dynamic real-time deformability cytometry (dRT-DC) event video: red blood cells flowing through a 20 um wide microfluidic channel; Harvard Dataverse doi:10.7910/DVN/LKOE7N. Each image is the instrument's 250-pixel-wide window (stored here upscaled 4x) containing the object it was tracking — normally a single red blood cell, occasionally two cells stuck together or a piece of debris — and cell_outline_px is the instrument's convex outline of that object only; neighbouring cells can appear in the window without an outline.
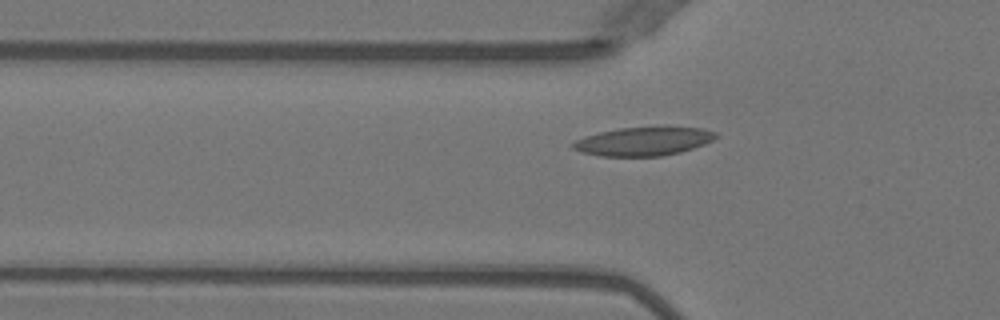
{"species": "Egyptian fruit bat (a non-hibernating species)", "species_latin": "Rousettus aegyptiacus", "temperature_condition": "warm", "stored_images_in_passage": 30, "camera_frame_rate_fps": 3000, "um_per_image_px": 0.085, "animal": {"sex": "female"}, "frame": {"image": 1, "passage_image": 18, "time_ms": 5.667, "image_size_px": [1000, 320], "cell_outline_px": [[716, 136], [712, 140], [704, 144], [680, 152], [660, 156], [600, 156], [580, 152], [572, 148], [572, 144], [576, 140], [584, 136], [600, 132], [620, 128], [664, 124], [704, 128], [716, 132]], "centroid_in_image_um": [54.73, 11.97], "position_along_channel_um": 71.1, "area_um2": 24.57}}
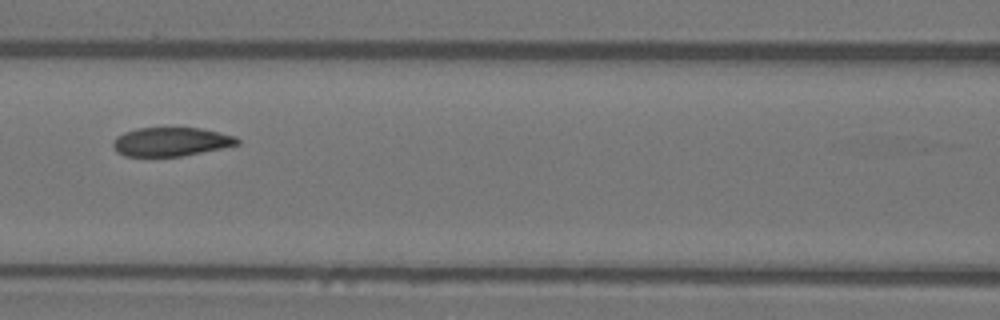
{"frame": {"image": 2, "passage_image": 24, "time_ms": 7.667, "image_size_px": [1000, 320], "cell_outline_px": [[240, 144], [180, 156], [124, 156], [116, 152], [112, 144], [112, 140], [116, 136], [124, 132], [136, 128], [200, 128], [236, 136], [240, 140]], "centroid_in_image_um": [14.49, 12.04], "position_along_channel_um": 152.1, "area_um2": 20.81}}
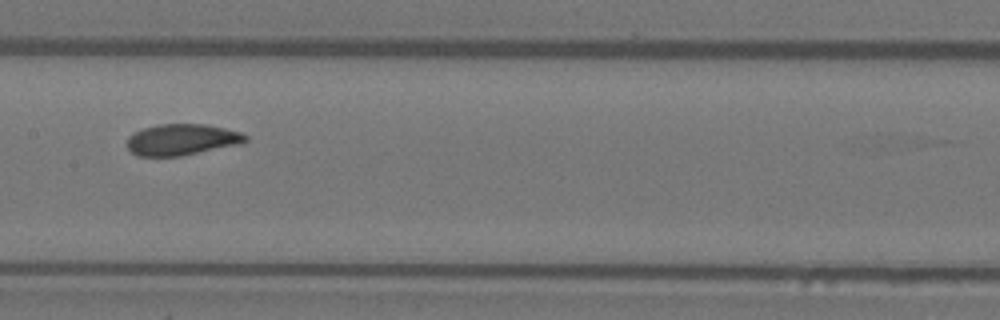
{"frame": {"image": 3, "passage_image": 27, "time_ms": 8.667, "image_size_px": [1000, 320], "cell_outline_px": [[248, 140], [240, 144], [180, 156], [136, 156], [128, 148], [128, 136], [132, 132], [144, 128], [160, 124], [208, 124], [240, 132], [248, 136]], "centroid_in_image_um": [15.45, 11.86], "position_along_channel_um": 191.9, "area_um2": 21.56}}